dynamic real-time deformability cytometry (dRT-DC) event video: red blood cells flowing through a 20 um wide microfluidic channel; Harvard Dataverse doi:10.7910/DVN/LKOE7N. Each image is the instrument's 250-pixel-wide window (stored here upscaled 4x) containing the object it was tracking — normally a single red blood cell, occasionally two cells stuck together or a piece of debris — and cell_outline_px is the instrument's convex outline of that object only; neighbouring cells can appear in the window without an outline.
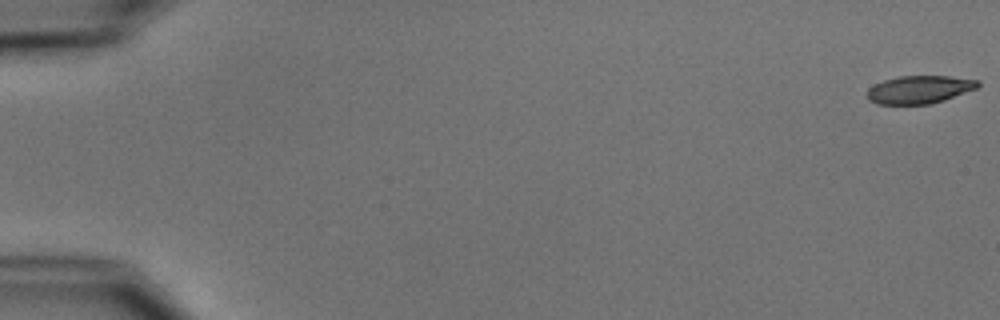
{"species": "common noctule bat (a hibernating species)", "species_latin": "Nyctalus noctula", "temperature_condition": "cold", "stored_images_in_passage": 10, "camera_frame_rate_fps": 3000, "um_per_image_px": 0.085, "animal": {"sex": "male", "body_mass_g": 15.6}, "frame": {"image": 1, "passage_image": 1, "time_ms": 0.0, "image_size_px": [1000, 320], "cell_outline_px": [[980, 84], [976, 88], [944, 100], [928, 104], [876, 104], [868, 100], [868, 88], [884, 80], [900, 76], [948, 76], [980, 80]], "centroid_in_image_um": [78.14, 7.61], "position_along_channel_um": 6.9, "area_um2": 17.86}}